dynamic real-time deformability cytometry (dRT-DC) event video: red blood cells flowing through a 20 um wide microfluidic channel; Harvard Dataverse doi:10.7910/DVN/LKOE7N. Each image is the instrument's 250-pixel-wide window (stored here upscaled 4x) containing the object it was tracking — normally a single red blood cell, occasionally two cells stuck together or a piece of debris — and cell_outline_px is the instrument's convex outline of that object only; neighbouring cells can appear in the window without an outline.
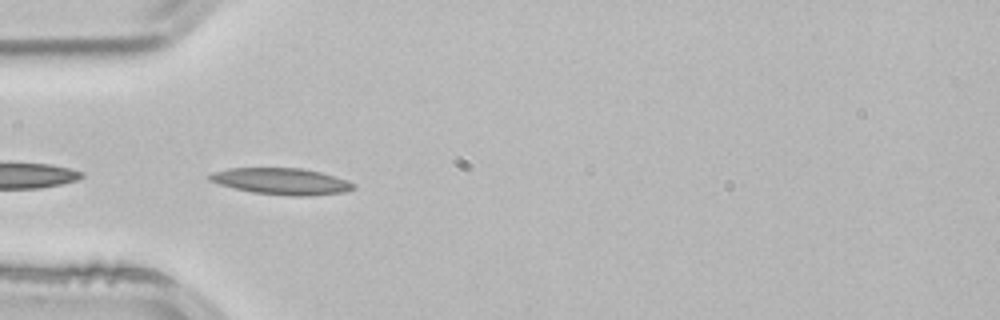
{"species": "common noctule bat (a hibernating species)", "species_latin": "Nyctalus noctula", "temperature_condition": "room temperature", "stored_images_in_passage": 3, "camera_frame_rate_fps": 3000, "um_per_image_px": 0.085, "animal": {"sex": "male", "body_mass_g": 21.5, "forearm_length_mm": 52.0}, "frame": {"image": 1, "passage_image": 2, "time_ms": 0.333, "image_size_px": [1000, 320], "cell_outline_px": [[356, 188], [344, 192], [304, 196], [292, 196], [252, 192], [220, 184], [208, 180], [208, 176], [212, 172], [228, 168], [300, 168], [320, 172], [336, 176], [348, 180], [356, 184]], "centroid_in_image_um": [23.95, 15.4], "position_along_channel_um": 61.0, "area_um2": 22.14}}